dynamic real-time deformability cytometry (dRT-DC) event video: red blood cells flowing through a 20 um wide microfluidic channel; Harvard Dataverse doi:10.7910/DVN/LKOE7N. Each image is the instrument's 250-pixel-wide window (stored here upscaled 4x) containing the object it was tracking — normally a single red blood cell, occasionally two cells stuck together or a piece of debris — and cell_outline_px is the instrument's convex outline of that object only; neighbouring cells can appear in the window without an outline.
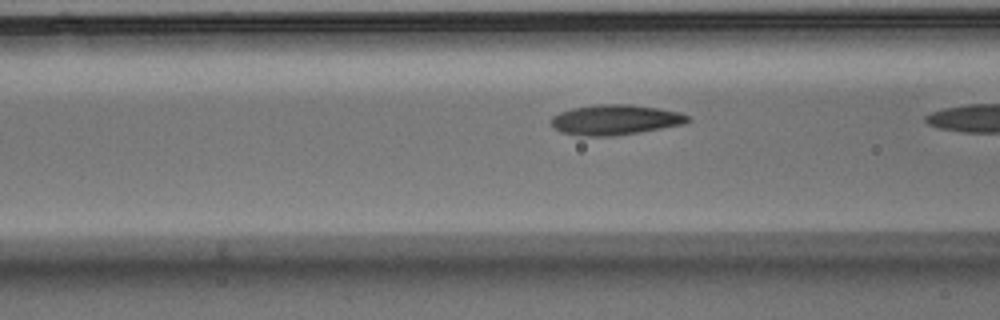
{"species": "Egyptian fruit bat (a non-hibernating species)", "species_latin": "Rousettus aegyptiacus", "temperature_condition": "warm", "stored_images_in_passage": 15, "camera_frame_rate_fps": 3000, "um_per_image_px": 0.085, "animal": {"sex": "male"}, "frame": {"image": 1, "passage_image": 11, "time_ms": 3.333, "image_size_px": [1000, 320], "cell_outline_px": [[692, 120], [684, 124], [640, 132], [612, 136], [580, 136], [564, 132], [556, 128], [552, 124], [552, 116], [560, 112], [572, 108], [596, 104], [628, 104], [656, 108], [680, 112], [688, 116]], "centroid_in_image_um": [52.32, 10.18], "position_along_channel_um": 114.3, "area_um2": 23.87}}